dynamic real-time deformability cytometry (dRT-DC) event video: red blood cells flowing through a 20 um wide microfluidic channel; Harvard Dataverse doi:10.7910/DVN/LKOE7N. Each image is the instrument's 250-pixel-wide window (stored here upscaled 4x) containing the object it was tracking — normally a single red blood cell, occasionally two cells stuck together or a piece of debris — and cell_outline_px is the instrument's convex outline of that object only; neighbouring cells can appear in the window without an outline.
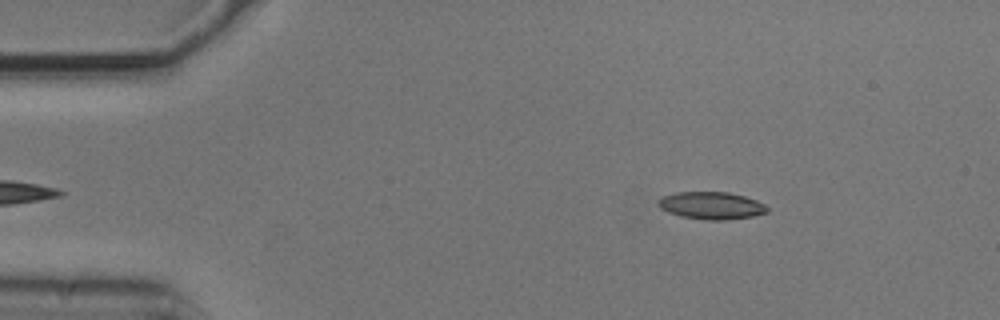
{"species": "common noctule bat (a hibernating species)", "species_latin": "Nyctalus noctula", "temperature_condition": "cold", "stored_images_in_passage": 49, "camera_frame_rate_fps": 3000, "um_per_image_px": 0.085, "animal": {"sex": "male", "body_mass_g": 20.5, "forearm_length_mm": 52.5}, "frame": {"image": 1, "passage_image": 3, "time_ms": 0.667, "image_size_px": [1000, 320], "cell_outline_px": [[768, 212], [752, 216], [728, 220], [708, 220], [680, 216], [668, 212], [660, 208], [656, 204], [664, 196], [676, 192], [728, 192], [744, 196], [756, 200], [764, 204], [768, 208]], "centroid_in_image_um": [60.47, 17.47], "position_along_channel_um": 24.5, "area_um2": 17.34}}
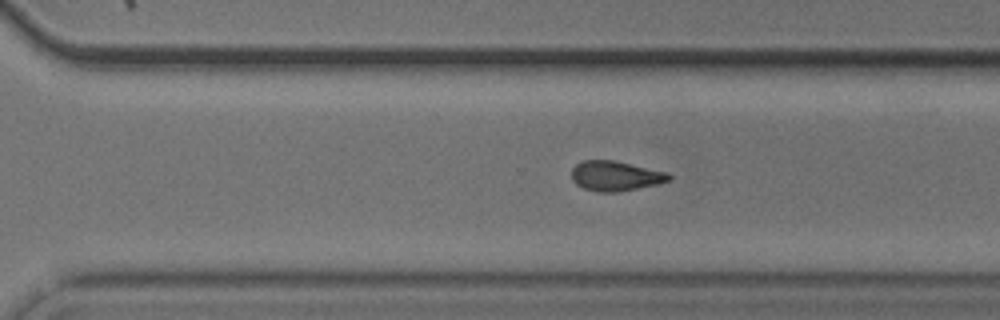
{"frame": {"image": 2, "passage_image": 32, "time_ms": 10.333, "image_size_px": [1000, 320], "cell_outline_px": [[672, 180], [660, 184], [616, 192], [596, 192], [584, 188], [576, 184], [572, 180], [572, 168], [576, 164], [584, 160], [612, 160], [668, 172], [672, 176]], "centroid_in_image_um": [52.34, 14.96], "position_along_channel_um": 318.3, "area_um2": 17.05}}
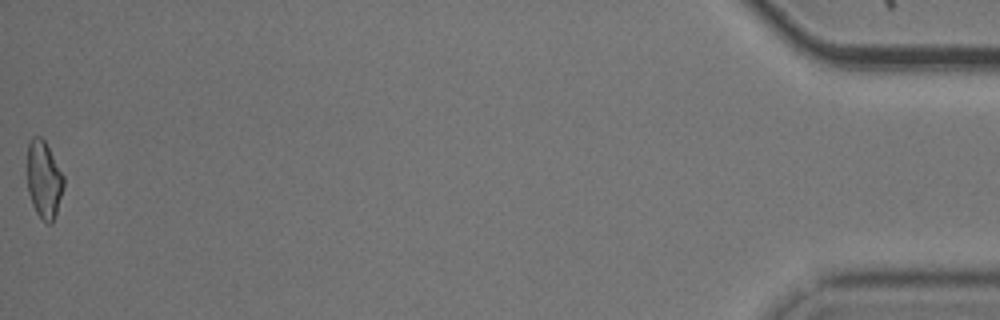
{"frame": {"image": 3, "passage_image": 49, "time_ms": 16.0, "image_size_px": [1000, 320], "cell_outline_px": [[64, 188], [52, 224], [44, 224], [36, 212], [32, 204], [28, 192], [28, 144], [32, 136], [40, 136], [44, 140], [64, 176]], "centroid_in_image_um": [3.74, 15.3], "position_along_channel_um": 431.5, "area_um2": 16.42}, "authors_computed_cell_mechanics": {"area_um2": 17.051, "velocity_mm_per_s": 3.7335, "shape_relaxation_time_tau1_ms": null, "shape_relaxation_time_tau2_ms": 4.9297, "deformation_change_tau1": null, "deformation_change_tau2": 0.1235}}